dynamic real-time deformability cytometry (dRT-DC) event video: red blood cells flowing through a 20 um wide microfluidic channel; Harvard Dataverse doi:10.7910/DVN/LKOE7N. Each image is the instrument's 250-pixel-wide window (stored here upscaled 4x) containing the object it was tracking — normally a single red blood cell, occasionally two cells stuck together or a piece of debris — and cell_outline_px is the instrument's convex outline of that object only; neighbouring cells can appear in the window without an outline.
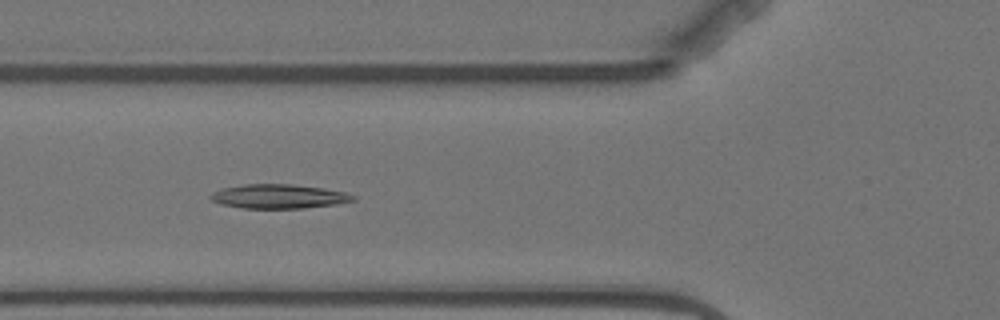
{"species": "Egyptian fruit bat (a non-hibernating species)", "species_latin": "Rousettus aegyptiacus", "temperature_condition": "warm", "stored_images_in_passage": 10, "camera_frame_rate_fps": 3000, "um_per_image_px": 0.085, "animal": {"sex": "female"}, "frame": {"image": 1, "passage_image": 4, "time_ms": 4.333, "image_size_px": [1000, 320], "cell_outline_px": [[356, 200], [336, 204], [304, 208], [240, 208], [220, 204], [212, 200], [208, 196], [212, 192], [224, 188], [244, 184], [292, 184], [320, 188], [344, 192], [356, 196]], "centroid_in_image_um": [23.67, 16.7], "position_along_channel_um": 102.1, "area_um2": 20.0}}
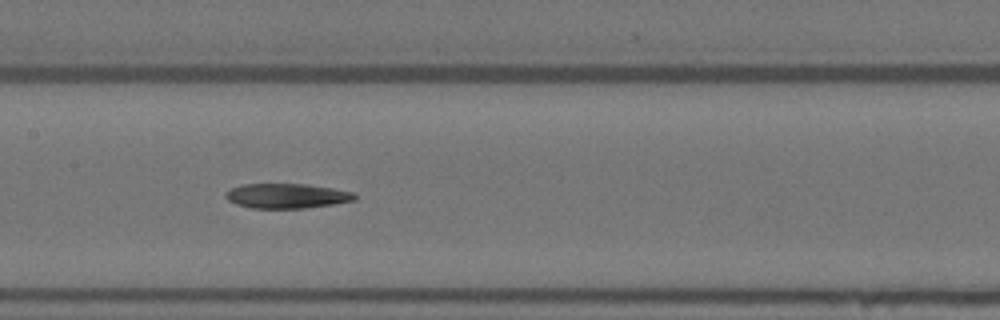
{"frame": {"image": 2, "passage_image": 6, "time_ms": 6.667, "image_size_px": [1000, 320], "cell_outline_px": [[356, 200], [332, 204], [304, 208], [252, 208], [236, 204], [228, 200], [224, 196], [224, 192], [232, 188], [244, 184], [308, 184], [356, 192]], "centroid_in_image_um": [24.38, 16.65], "position_along_channel_um": 183.0, "area_um2": 18.67}}
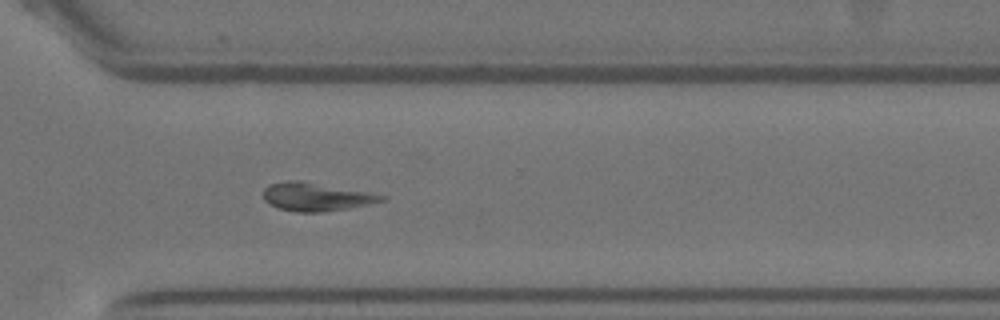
{"frame": {"image": 3, "passage_image": 10, "time_ms": 11.333, "image_size_px": [1000, 320], "cell_outline_px": [[388, 196], [384, 200], [368, 204], [348, 208], [320, 212], [296, 212], [276, 208], [268, 204], [264, 200], [264, 188], [268, 184], [284, 180], [300, 180], [372, 192]], "centroid_in_image_um": [26.84, 16.71], "position_along_channel_um": 343.8, "area_um2": 19.77}}